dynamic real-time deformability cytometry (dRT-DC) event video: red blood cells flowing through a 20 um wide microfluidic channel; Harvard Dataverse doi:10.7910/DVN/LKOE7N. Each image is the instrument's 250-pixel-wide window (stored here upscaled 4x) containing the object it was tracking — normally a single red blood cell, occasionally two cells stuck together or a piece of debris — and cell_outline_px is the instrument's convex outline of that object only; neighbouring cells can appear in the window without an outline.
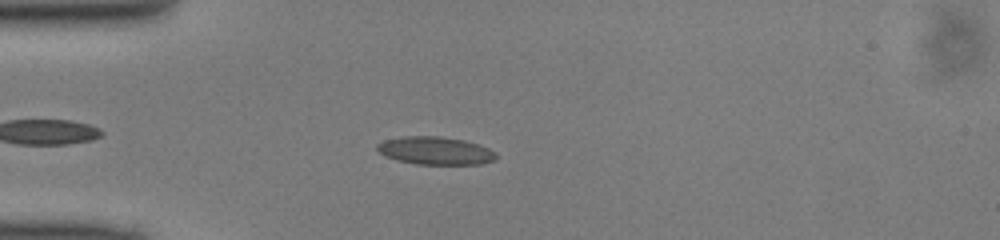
{"species": "common noctule bat (a hibernating species)", "species_latin": "Nyctalus noctula", "temperature_condition": "cold", "stored_images_in_passage": 40, "camera_frame_rate_fps": 3000, "um_per_image_px": 0.085, "animal": {"sex": "male", "body_mass_g": 13.0, "forearm_length_mm": 53.1}, "frame": {"image": 1, "passage_image": 7, "time_ms": 2.0, "image_size_px": [1000, 240], "cell_outline_px": [[496, 160], [480, 164], [416, 164], [400, 160], [388, 156], [380, 152], [376, 148], [376, 144], [384, 140], [404, 136], [440, 136], [464, 140], [480, 144], [496, 152]], "centroid_in_image_um": [37.05, 12.8], "position_along_channel_um": 48.0, "area_um2": 19.25}}
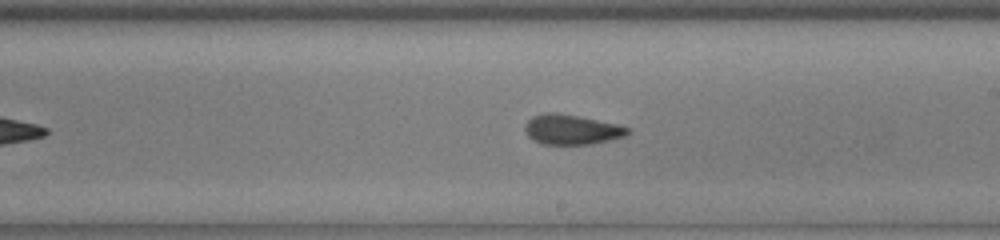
{"frame": {"image": 2, "passage_image": 22, "time_ms": 7.0, "image_size_px": [1000, 240], "cell_outline_px": [[628, 132], [624, 136], [592, 144], [540, 144], [532, 140], [528, 136], [524, 128], [524, 124], [532, 116], [544, 112], [556, 112], [580, 116], [616, 124], [628, 128]], "centroid_in_image_um": [48.5, 11.0], "position_along_channel_um": 240.5, "area_um2": 17.92}}
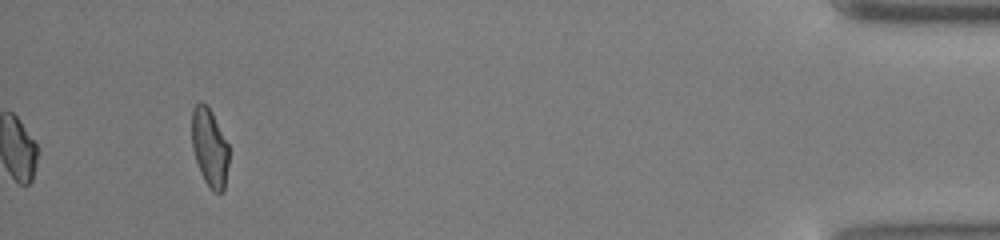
{"frame": {"image": 3, "passage_image": 40, "time_ms": 13.0, "image_size_px": [1000, 240], "cell_outline_px": [[228, 164], [224, 192], [216, 192], [204, 180], [200, 172], [192, 148], [192, 108], [200, 100], [212, 112], [228, 144]], "centroid_in_image_um": [17.81, 12.52], "position_along_channel_um": 417.4, "area_um2": 16.7}}